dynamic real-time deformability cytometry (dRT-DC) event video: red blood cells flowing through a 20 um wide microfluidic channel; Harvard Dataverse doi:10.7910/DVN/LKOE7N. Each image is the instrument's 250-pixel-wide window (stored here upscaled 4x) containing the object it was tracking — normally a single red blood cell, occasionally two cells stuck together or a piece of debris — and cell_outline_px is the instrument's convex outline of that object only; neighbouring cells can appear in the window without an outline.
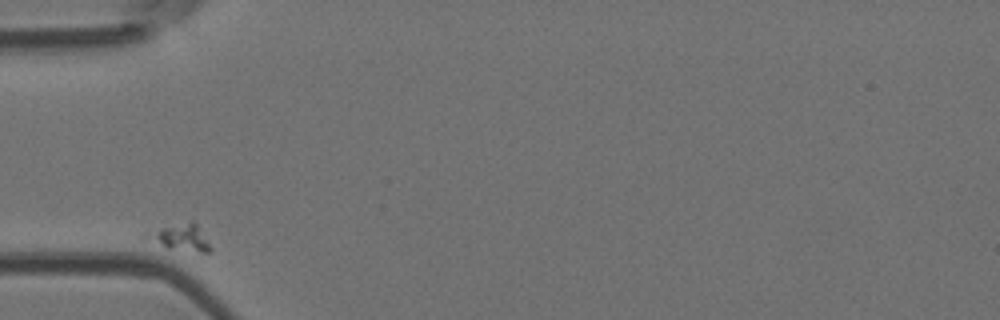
{"species": "Egyptian fruit bat (a non-hibernating species)", "species_latin": "Rousettus aegyptiacus", "temperature_condition": "room temperature", "stored_images_in_passage": 7, "segment_of_instrument_passage": [2, 2], "camera_frame_rate_fps": 3000, "um_per_image_px": 0.085, "animal": {"sex": "female"}, "frame": {"image": 1, "passage_image": 6, "time_ms": 5.667, "image_size_px": [1000, 320], "cell_outline_px": [[212, 252], [200, 252], [168, 248], [140, 240], [140, 236], [144, 232], [192, 220], [196, 224], [212, 248]], "centroid_in_image_um": [15.2, 20.19], "position_along_channel_um": 69.8, "area_um2": 10.17}}